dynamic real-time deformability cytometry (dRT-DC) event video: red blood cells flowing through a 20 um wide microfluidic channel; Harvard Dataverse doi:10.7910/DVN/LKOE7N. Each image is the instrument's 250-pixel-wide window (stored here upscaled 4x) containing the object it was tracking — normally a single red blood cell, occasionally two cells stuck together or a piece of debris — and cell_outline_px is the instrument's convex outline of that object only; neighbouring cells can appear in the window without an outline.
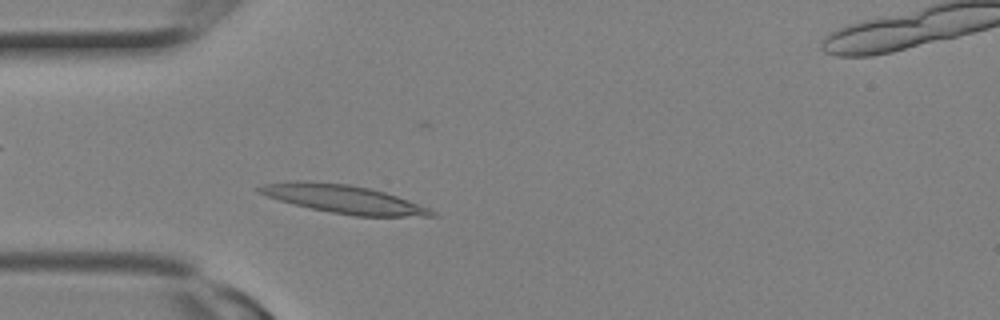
{"species": "Egyptian fruit bat (a non-hibernating species)", "species_latin": "Rousettus aegyptiacus", "temperature_condition": "room temperature", "stored_images_in_passage": 3, "camera_frame_rate_fps": 3000, "um_per_image_px": 0.085, "animal": {"sex": "female"}, "frame": {"image": 1, "passage_image": 2, "time_ms": 0.333, "image_size_px": [1000, 320], "cell_outline_px": [[440, 216], [352, 216], [312, 208], [280, 200], [268, 196], [260, 192], [256, 188], [264, 184], [288, 180], [308, 180], [348, 184], [368, 188], [384, 192], [408, 200], [428, 208], [436, 212]], "centroid_in_image_um": [29.2, 16.91], "position_along_channel_um": 55.8, "area_um2": 28.09}}